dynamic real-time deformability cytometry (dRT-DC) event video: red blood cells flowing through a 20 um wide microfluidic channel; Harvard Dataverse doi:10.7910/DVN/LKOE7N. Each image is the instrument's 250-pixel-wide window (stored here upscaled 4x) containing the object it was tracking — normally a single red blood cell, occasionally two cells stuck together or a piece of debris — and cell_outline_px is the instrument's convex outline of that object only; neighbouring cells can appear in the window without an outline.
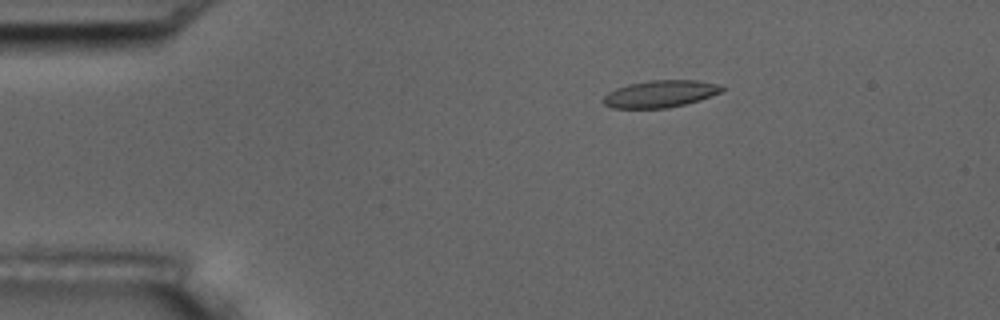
{"species": "common noctule bat (a hibernating species)", "species_latin": "Nyctalus noctula", "temperature_condition": "room temperature", "stored_images_in_passage": 4, "camera_frame_rate_fps": 3000, "um_per_image_px": 0.085, "animal": {"sex": "male", "body_mass_g": 17.5, "forearm_length_mm": 52.3}, "frame": {"image": 1, "passage_image": 2, "time_ms": 1.333, "image_size_px": [1000, 320], "cell_outline_px": [[724, 88], [720, 92], [700, 100], [668, 108], [612, 108], [604, 104], [600, 100], [608, 92], [616, 88], [628, 84], [652, 80], [696, 80], [716, 84]], "centroid_in_image_um": [56.06, 7.98], "position_along_channel_um": 28.9, "area_um2": 18.61}}